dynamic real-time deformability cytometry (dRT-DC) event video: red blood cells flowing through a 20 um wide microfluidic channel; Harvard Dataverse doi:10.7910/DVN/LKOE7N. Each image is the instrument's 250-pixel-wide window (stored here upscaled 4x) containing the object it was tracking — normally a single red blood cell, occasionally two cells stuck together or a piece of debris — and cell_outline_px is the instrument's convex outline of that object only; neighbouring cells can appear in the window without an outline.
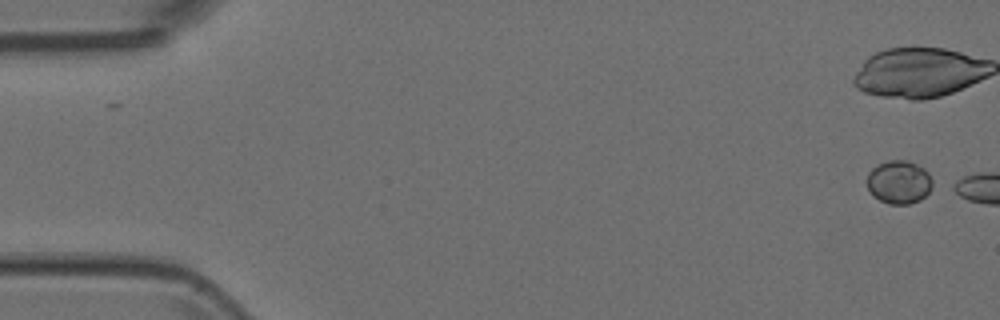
{"species": "Egyptian fruit bat (a non-hibernating species)", "species_latin": "Rousettus aegyptiacus", "temperature_condition": "room temperature", "stored_images_in_passage": 2, "camera_frame_rate_fps": 3000, "um_per_image_px": 0.085, "animal": {"sex": "female"}, "frame": {"image": 1, "passage_image": 1, "time_ms": 0.0, "image_size_px": [1000, 320], "cell_outline_px": [[936, 188], [920, 200], [908, 204], [888, 204], [872, 196], [868, 188], [868, 172], [876, 164], [888, 160], [908, 160], [924, 168], [928, 172]], "centroid_in_image_um": [76.45, 15.48], "position_along_channel_um": 8.5, "area_um2": 16.94}}